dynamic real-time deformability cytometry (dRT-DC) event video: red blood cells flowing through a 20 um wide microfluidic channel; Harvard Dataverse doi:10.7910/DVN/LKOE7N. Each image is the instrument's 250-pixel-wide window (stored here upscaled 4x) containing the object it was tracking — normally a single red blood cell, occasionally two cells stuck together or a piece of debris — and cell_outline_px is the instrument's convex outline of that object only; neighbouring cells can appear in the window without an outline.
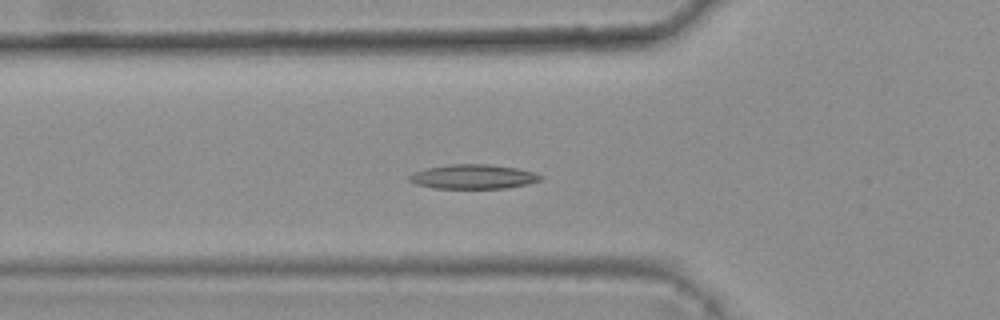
{"species": "common noctule bat (a hibernating species)", "species_latin": "Nyctalus noctula", "temperature_condition": "warm", "stored_images_in_passage": 42, "camera_frame_rate_fps": 3000, "um_per_image_px": 0.085, "animal": {"sex": "female", "body_mass_g": 25.1}, "frame": {"image": 1, "passage_image": 18, "time_ms": 5.667, "image_size_px": [1000, 320], "cell_outline_px": [[544, 176], [540, 180], [528, 184], [504, 188], [432, 188], [416, 184], [408, 180], [408, 176], [412, 172], [424, 168], [448, 164], [488, 164], [516, 168], [536, 172]], "centroid_in_image_um": [40.19, 15.01], "position_along_channel_um": 85.6, "area_um2": 18.84}}
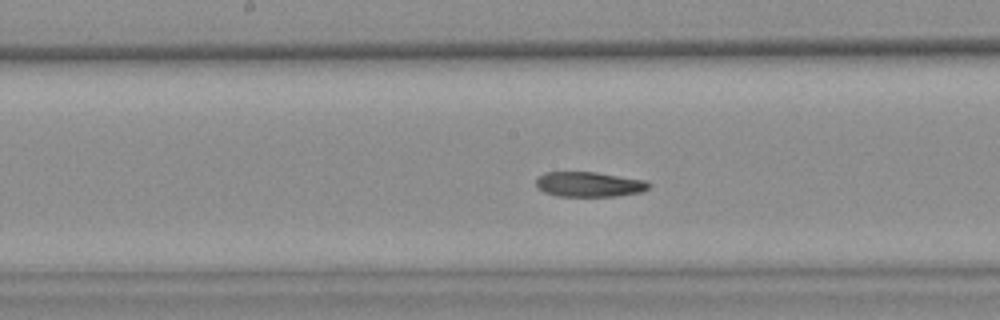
{"frame": {"image": 2, "passage_image": 27, "time_ms": 8.667, "image_size_px": [1000, 320], "cell_outline_px": [[652, 184], [648, 188], [640, 192], [616, 196], [556, 196], [544, 192], [536, 184], [536, 180], [544, 172], [596, 172], [644, 180]], "centroid_in_image_um": [50.08, 15.67], "position_along_channel_um": 198.1, "area_um2": 16.3}}
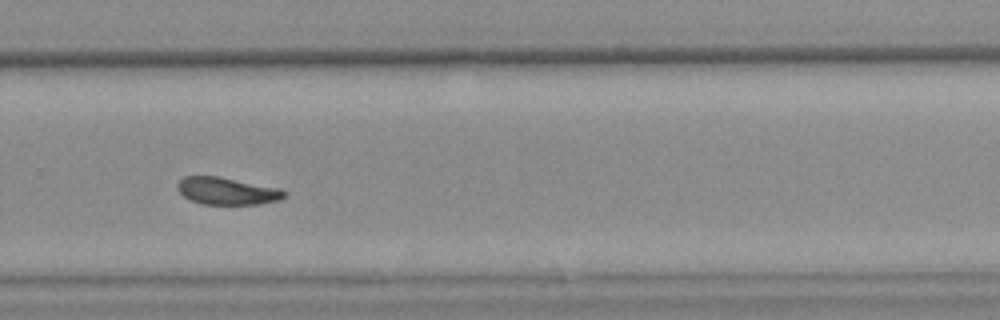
{"frame": {"image": 3, "passage_image": 36, "time_ms": 11.667, "image_size_px": [1000, 320], "cell_outline_px": [[288, 192], [280, 200], [260, 204], [200, 204], [184, 196], [180, 192], [176, 184], [184, 176], [220, 176], [280, 188]], "centroid_in_image_um": [19.32, 16.23], "position_along_channel_um": 310.5, "area_um2": 17.05}, "authors_computed_cell_mechanics": {"area_um2": 17.7735, "velocity_mm_per_s": 3.7492, "shape_relaxation_time_tau1_ms": null, "shape_relaxation_time_tau2_ms": 7.0237, "deformation_change_tau1": null, "deformation_change_tau2": 0.111}}